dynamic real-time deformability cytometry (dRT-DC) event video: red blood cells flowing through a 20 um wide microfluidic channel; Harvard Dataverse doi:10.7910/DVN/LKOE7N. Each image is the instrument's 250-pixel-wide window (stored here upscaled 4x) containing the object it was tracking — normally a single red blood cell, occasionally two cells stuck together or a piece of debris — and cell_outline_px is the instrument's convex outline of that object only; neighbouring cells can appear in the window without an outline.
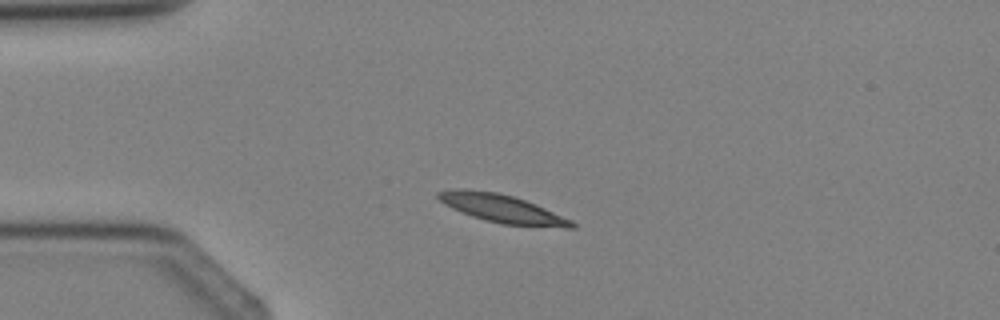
{"species": "Egyptian fruit bat (a non-hibernating species)", "species_latin": "Rousettus aegyptiacus", "temperature_condition": "cold", "stored_images_in_passage": 1, "camera_frame_rate_fps": 3000, "um_per_image_px": 0.085, "animal": {"sex": "female"}, "frame": {"image": 1, "passage_image": 1, "time_ms": 0.0, "image_size_px": [1000, 320], "cell_outline_px": [[576, 228], [564, 228], [504, 224], [484, 220], [472, 216], [452, 208], [444, 204], [436, 196], [436, 192], [448, 188], [468, 188], [500, 192], [536, 204], [572, 220], [576, 224]], "centroid_in_image_um": [42.64, 17.71], "position_along_channel_um": 42.4, "area_um2": 22.2}}